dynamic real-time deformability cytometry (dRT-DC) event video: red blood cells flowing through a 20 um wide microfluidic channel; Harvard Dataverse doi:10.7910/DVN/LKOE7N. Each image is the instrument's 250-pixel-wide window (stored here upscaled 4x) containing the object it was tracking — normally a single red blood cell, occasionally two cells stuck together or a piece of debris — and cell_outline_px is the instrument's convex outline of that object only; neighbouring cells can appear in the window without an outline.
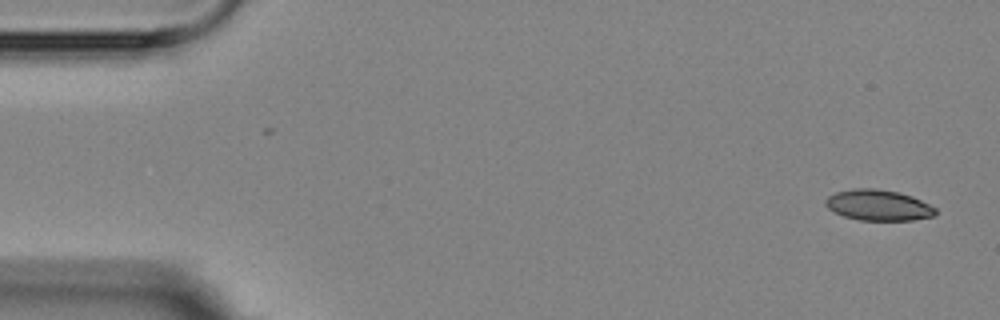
{"species": "Egyptian fruit bat (a non-hibernating species)", "species_latin": "Rousettus aegyptiacus", "temperature_condition": "room temperature", "stored_images_in_passage": 4, "camera_frame_rate_fps": 3000, "um_per_image_px": 0.085, "animal": {"sex": "female"}, "frame": {"image": 1, "passage_image": 1, "time_ms": 0.0, "image_size_px": [1000, 320], "cell_outline_px": [[936, 216], [912, 220], [860, 220], [844, 216], [828, 208], [824, 204], [824, 200], [828, 196], [836, 192], [852, 188], [876, 188], [896, 192], [912, 196], [936, 208]], "centroid_in_image_um": [74.65, 17.44], "position_along_channel_um": 10.4, "area_um2": 19.71}}